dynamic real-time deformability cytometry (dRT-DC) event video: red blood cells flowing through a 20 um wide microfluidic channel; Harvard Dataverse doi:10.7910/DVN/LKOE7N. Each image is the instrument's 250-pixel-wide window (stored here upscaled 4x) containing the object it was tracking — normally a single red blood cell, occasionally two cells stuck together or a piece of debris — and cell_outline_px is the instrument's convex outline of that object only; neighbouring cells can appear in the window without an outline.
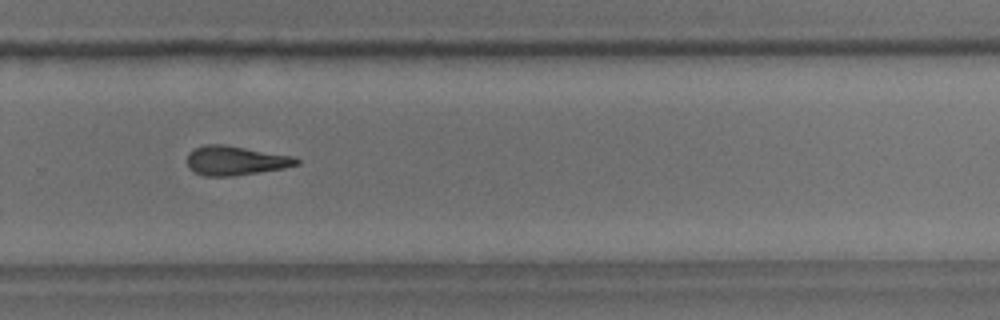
{"species": "common noctule bat (a hibernating species)", "species_latin": "Nyctalus noctula", "temperature_condition": "room temperature", "stored_images_in_passage": 40, "camera_frame_rate_fps": 3000, "um_per_image_px": 0.085, "animal": {"sex": "male", "body_mass_g": 18.8}, "frame": {"image": 1, "passage_image": 23, "time_ms": 7.333, "image_size_px": [1000, 320], "cell_outline_px": [[300, 164], [284, 168], [232, 176], [204, 176], [188, 168], [188, 152], [196, 148], [208, 144], [224, 144], [292, 156], [300, 160]], "centroid_in_image_um": [20.01, 13.65], "position_along_channel_um": 309.8, "area_um2": 18.5}, "authors_computed_cell_mechanics": {"area_um2": 18.7561, "velocity_mm_per_s": 3.7201, "shape_relaxation_time_tau1_ms": 6.4355, "shape_relaxation_time_tau2_ms": 11.1214, "deformation_change_tau1": 0.183, "deformation_change_tau2": 0.2797}}